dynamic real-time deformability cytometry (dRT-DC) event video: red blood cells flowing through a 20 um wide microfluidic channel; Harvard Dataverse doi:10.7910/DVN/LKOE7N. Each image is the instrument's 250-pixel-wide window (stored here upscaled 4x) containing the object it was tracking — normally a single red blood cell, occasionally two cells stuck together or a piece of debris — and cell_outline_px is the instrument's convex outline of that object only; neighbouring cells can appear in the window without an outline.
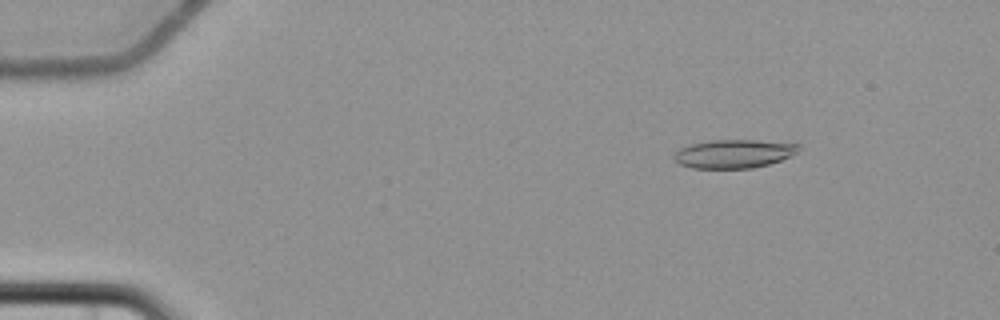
{"species": "common noctule bat (a hibernating species)", "species_latin": "Nyctalus noctula", "temperature_condition": "cold", "stored_images_in_passage": 5, "camera_frame_rate_fps": 3000, "um_per_image_px": 0.085, "animal": {"sex": "female", "body_mass_g": 22.7, "forearm_length_mm": 54.2}, "frame": {"image": 1, "passage_image": 1, "time_ms": 0.0, "image_size_px": [1000, 320], "cell_outline_px": [[800, 148], [792, 156], [768, 164], [752, 168], [692, 168], [680, 164], [672, 156], [680, 148], [692, 144], [712, 140], [756, 140], [800, 144]], "centroid_in_image_um": [62.39, 13.07], "position_along_channel_um": 22.6, "area_um2": 20.58}}
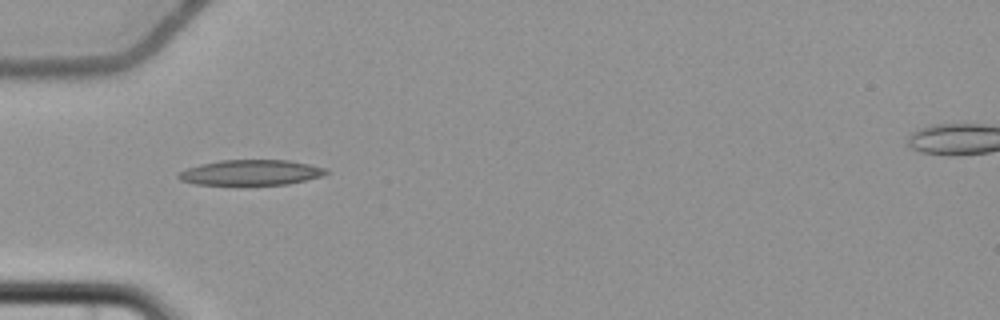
{"frame": {"image": 2, "passage_image": 4, "time_ms": 3.667, "image_size_px": [1000, 320], "cell_outline_px": [[328, 172], [320, 176], [288, 184], [196, 184], [180, 180], [176, 176], [180, 172], [188, 168], [200, 164], [220, 160], [288, 160], [328, 168]], "centroid_in_image_um": [21.32, 14.65], "position_along_channel_um": 63.7, "area_um2": 21.5}}
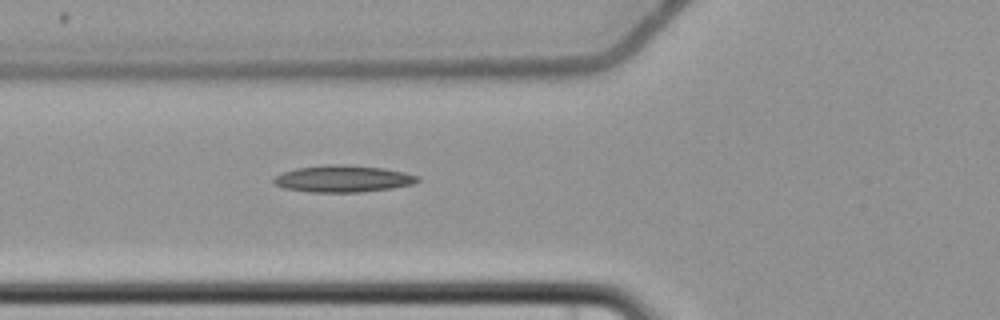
{"frame": {"image": 3, "passage_image": 5, "time_ms": 4.667, "image_size_px": [1000, 320], "cell_outline_px": [[420, 180], [412, 184], [392, 188], [360, 192], [308, 192], [284, 188], [276, 184], [272, 180], [272, 176], [296, 168], [328, 164], [340, 164], [384, 168], [404, 172], [420, 176]], "centroid_in_image_um": [29.14, 15.19], "position_along_channel_um": 96.7, "area_um2": 22.54}}